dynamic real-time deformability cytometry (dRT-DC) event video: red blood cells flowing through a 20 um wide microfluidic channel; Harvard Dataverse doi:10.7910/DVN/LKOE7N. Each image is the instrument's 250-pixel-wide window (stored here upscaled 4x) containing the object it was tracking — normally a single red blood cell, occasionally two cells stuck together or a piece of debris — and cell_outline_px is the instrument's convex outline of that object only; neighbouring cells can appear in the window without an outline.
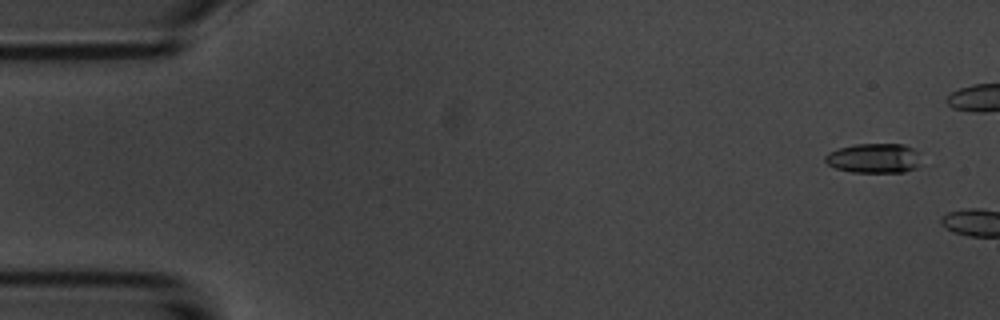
{"species": "common noctule bat (a hibernating species)", "species_latin": "Nyctalus noctula", "temperature_condition": "room temperature", "stored_images_in_passage": 2, "camera_frame_rate_fps": 3000, "um_per_image_px": 0.085, "animal": {"sex": "male", "body_mass_g": 20.1, "forearm_length_mm": 53.5}, "frame": {"image": 1, "passage_image": 1, "time_ms": 0.0, "image_size_px": [1000, 320], "cell_outline_px": [[916, 168], [904, 172], [852, 172], [836, 168], [828, 164], [824, 160], [824, 156], [828, 152], [840, 148], [856, 144], [904, 144], [912, 148], [916, 152]], "centroid_in_image_um": [74.22, 13.45], "position_along_channel_um": 10.8, "area_um2": 16.24}}